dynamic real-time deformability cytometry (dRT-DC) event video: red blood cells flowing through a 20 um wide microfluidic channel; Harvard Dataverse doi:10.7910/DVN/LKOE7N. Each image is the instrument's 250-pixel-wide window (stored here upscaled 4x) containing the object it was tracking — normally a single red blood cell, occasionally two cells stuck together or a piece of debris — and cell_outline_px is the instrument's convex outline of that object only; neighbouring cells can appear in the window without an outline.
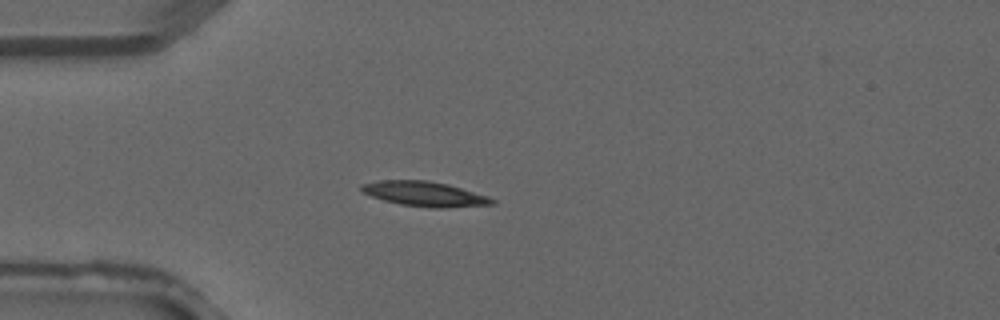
{"species": "common noctule bat (a hibernating species)", "species_latin": "Nyctalus noctula", "temperature_condition": "warm", "stored_images_in_passage": 2, "camera_frame_rate_fps": 3000, "um_per_image_px": 0.085, "animal": {"sex": "male", "forearm_length_mm": 52.5}, "frame": {"image": 1, "passage_image": 2, "time_ms": 0.333, "image_size_px": [1000, 320], "cell_outline_px": [[496, 204], [440, 208], [428, 208], [400, 204], [384, 200], [372, 196], [364, 192], [360, 188], [360, 184], [380, 180], [428, 180], [448, 184], [488, 196], [496, 200]], "centroid_in_image_um": [36.11, 16.48], "position_along_channel_um": 48.9, "area_um2": 18.9}}